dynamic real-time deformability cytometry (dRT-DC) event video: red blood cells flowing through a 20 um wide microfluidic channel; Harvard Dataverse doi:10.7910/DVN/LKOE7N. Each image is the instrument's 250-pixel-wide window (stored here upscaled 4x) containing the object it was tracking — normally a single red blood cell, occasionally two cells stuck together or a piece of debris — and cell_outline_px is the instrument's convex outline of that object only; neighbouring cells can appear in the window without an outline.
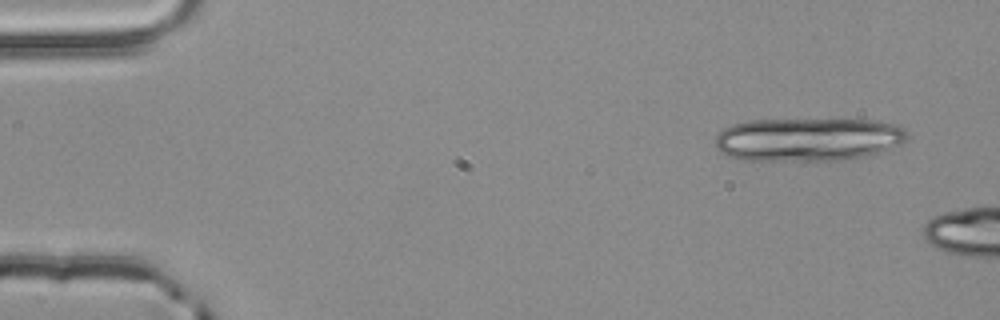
{"species": "common noctule bat (a hibernating species)", "species_latin": "Nyctalus noctula", "temperature_condition": "room temperature", "stored_images_in_passage": 3, "camera_frame_rate_fps": 3000, "um_per_image_px": 0.085, "animal": {"sex": "male", "body_mass_g": 20.4}, "frame": {"image": 1, "passage_image": 1, "time_ms": 0.0, "image_size_px": [1000, 320], "cell_outline_px": [[908, 136], [900, 144], [864, 156], [840, 160], [740, 160], [728, 156], [720, 152], [716, 148], [716, 136], [724, 128], [732, 124], [748, 120], [876, 120], [900, 124], [908, 132]], "centroid_in_image_um": [68.67, 11.84], "position_along_channel_um": 16.3, "area_um2": 48.49}}